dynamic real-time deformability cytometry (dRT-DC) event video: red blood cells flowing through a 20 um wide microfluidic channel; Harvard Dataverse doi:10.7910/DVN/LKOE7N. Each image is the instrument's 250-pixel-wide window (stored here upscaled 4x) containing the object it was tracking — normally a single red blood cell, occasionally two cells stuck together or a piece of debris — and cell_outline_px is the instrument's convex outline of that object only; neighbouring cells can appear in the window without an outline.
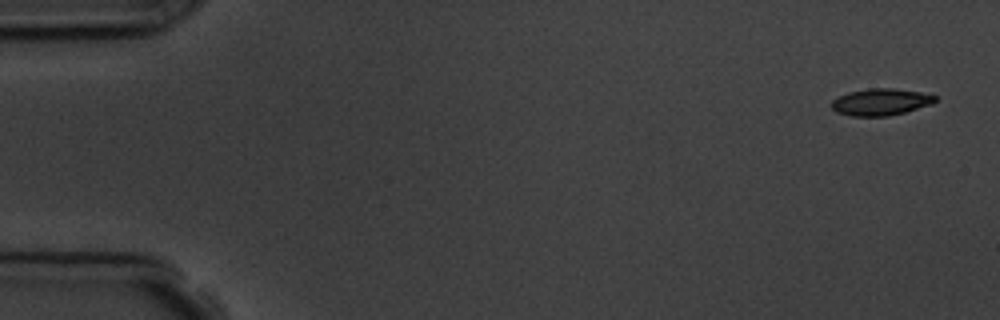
{"species": "common noctule bat (a hibernating species)", "species_latin": "Nyctalus noctula", "temperature_condition": "room temperature", "stored_images_in_passage": 5, "camera_frame_rate_fps": 3000, "um_per_image_px": 0.085, "animal": {"sex": "male", "body_mass_g": 19.5, "forearm_length_mm": 54.6}, "frame": {"image": 1, "passage_image": 1, "time_ms": 0.0, "image_size_px": [1000, 320], "cell_outline_px": [[936, 100], [932, 104], [904, 112], [888, 116], [852, 116], [836, 112], [832, 108], [832, 100], [848, 92], [868, 88], [892, 88], [920, 92], [936, 96]], "centroid_in_image_um": [74.85, 8.67], "position_along_channel_um": 10.2, "area_um2": 16.07}}
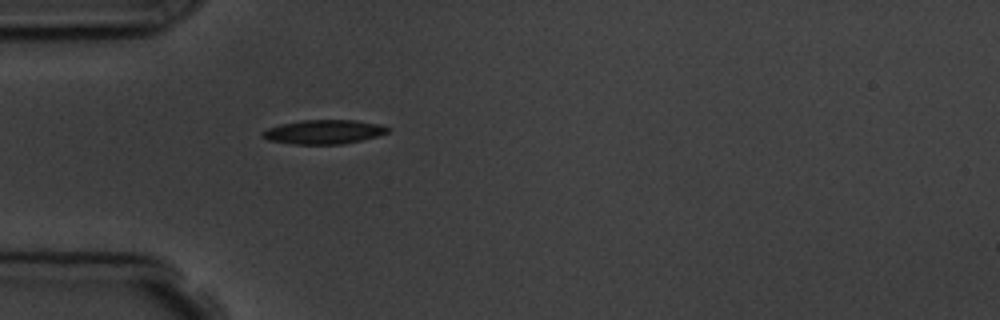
{"frame": {"image": 2, "passage_image": 5, "time_ms": 4.667, "image_size_px": [1000, 320], "cell_outline_px": [[392, 128], [388, 132], [376, 136], [344, 144], [292, 144], [268, 140], [260, 136], [260, 132], [268, 128], [280, 124], [300, 120], [356, 120], [380, 124]], "centroid_in_image_um": [27.49, 11.2], "position_along_channel_um": 57.5, "area_um2": 17.74}}